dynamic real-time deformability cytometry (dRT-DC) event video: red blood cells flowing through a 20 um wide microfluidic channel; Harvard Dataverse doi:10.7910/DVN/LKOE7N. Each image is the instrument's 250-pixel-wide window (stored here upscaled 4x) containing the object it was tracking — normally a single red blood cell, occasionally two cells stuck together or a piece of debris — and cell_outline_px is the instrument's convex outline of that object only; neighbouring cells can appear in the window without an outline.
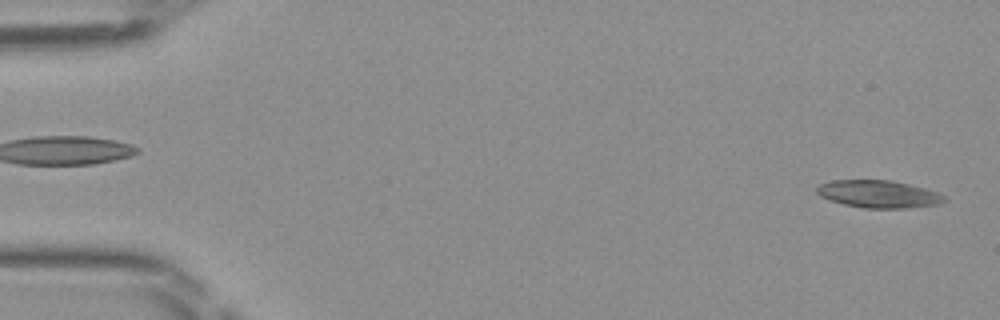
{"species": "Egyptian fruit bat (a non-hibernating species)", "species_latin": "Rousettus aegyptiacus", "temperature_condition": "room temperature", "stored_images_in_passage": 47, "camera_frame_rate_fps": 3000, "um_per_image_px": 0.085, "frame": {"image": 1, "passage_image": 1, "time_ms": 0.0, "image_size_px": [1000, 320], "cell_outline_px": [[948, 200], [940, 204], [908, 208], [864, 208], [844, 204], [828, 200], [820, 196], [816, 192], [816, 188], [820, 184], [832, 180], [892, 180], [940, 192], [948, 196]], "centroid_in_image_um": [74.73, 16.5], "position_along_channel_um": 10.3, "area_um2": 20.69}}
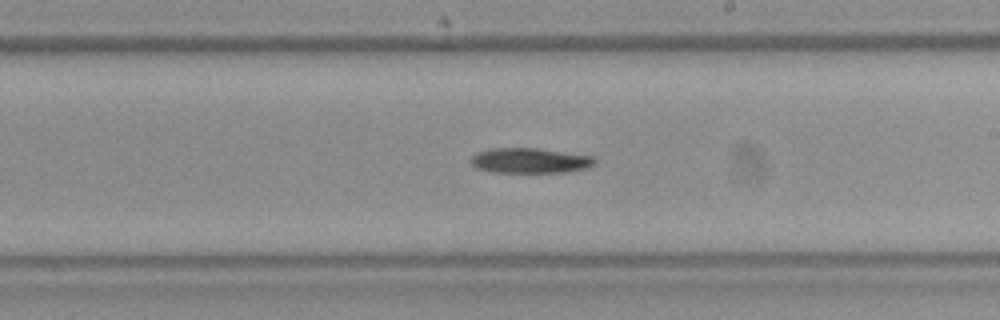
{"frame": {"image": 2, "passage_image": 27, "time_ms": 8.667, "image_size_px": [1000, 320], "cell_outline_px": [[596, 164], [588, 168], [564, 172], [492, 172], [476, 168], [468, 160], [476, 152], [488, 148], [536, 148], [592, 156], [596, 160]], "centroid_in_image_um": [45.01, 13.65], "position_along_channel_um": 244.0, "area_um2": 18.26}}
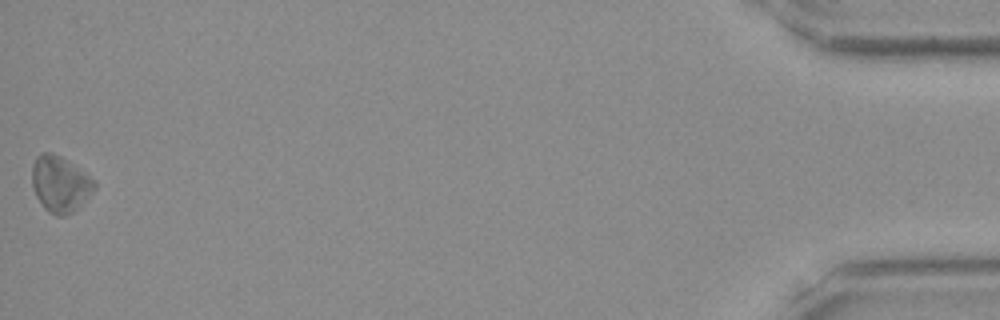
{"frame": {"image": 3, "passage_image": 47, "time_ms": 15.333, "image_size_px": [1000, 320], "cell_outline_px": [[96, 188], [72, 212], [64, 216], [56, 216], [48, 212], [44, 208], [36, 196], [32, 188], [32, 164], [36, 156], [40, 152], [52, 152], [60, 156], [96, 180]], "centroid_in_image_um": [5.08, 15.63], "position_along_channel_um": 430.1, "area_um2": 20.35}}